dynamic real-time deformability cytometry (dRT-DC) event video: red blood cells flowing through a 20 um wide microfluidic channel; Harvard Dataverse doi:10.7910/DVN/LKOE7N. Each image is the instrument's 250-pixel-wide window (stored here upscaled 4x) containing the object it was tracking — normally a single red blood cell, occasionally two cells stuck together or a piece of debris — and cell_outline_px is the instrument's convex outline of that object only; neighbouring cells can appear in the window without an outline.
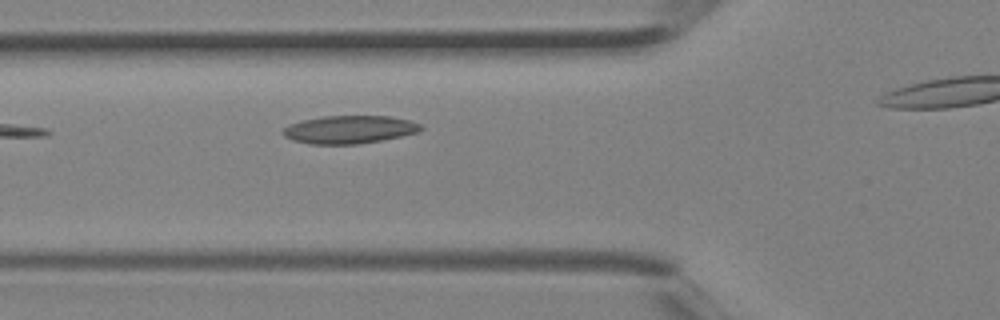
{"species": "Egyptian fruit bat (a non-hibernating species)", "species_latin": "Rousettus aegyptiacus", "temperature_condition": "room temperature", "stored_images_in_passage": 3, "segment_of_instrument_passage": [1, 2], "camera_frame_rate_fps": 3000, "um_per_image_px": 0.085, "animal": {"sex": "female"}, "frame": {"image": 1, "passage_image": 2, "time_ms": 0.333, "image_size_px": [1000, 320], "cell_outline_px": [[424, 128], [420, 132], [360, 144], [308, 144], [292, 140], [284, 136], [280, 132], [288, 124], [304, 120], [324, 116], [392, 116], [408, 120], [420, 124]], "centroid_in_image_um": [29.68, 11.01], "position_along_channel_um": 96.1, "area_um2": 22.54}}